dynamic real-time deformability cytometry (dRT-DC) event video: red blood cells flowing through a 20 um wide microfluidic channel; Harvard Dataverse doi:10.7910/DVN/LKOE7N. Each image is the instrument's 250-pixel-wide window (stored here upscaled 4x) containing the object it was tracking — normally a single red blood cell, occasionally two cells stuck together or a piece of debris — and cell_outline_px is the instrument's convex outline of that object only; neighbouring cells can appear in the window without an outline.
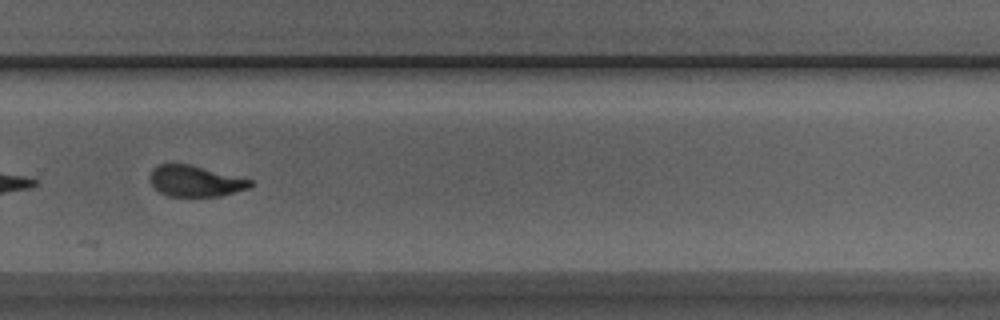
{"species": "Egyptian fruit bat (a non-hibernating species)", "species_latin": "Rousettus aegyptiacus", "temperature_condition": "room temperature", "stored_images_in_passage": 41, "camera_frame_rate_fps": 3000, "um_per_image_px": 0.085, "animal": {"sex": "male"}, "frame": {"image": 1, "passage_image": 34, "time_ms": 11.0, "image_size_px": [1000, 320], "cell_outline_px": [[252, 184], [248, 188], [220, 196], [168, 196], [160, 192], [148, 180], [148, 176], [152, 168], [160, 164], [192, 164], [252, 180]], "centroid_in_image_um": [16.56, 15.38], "position_along_channel_um": 313.2, "area_um2": 18.15}, "authors_computed_cell_mechanics": {"area_um2": 19.5364, "velocity_mm_per_s": 3.9931, "shape_relaxation_time_tau1_ms": 3.1442, "shape_relaxation_time_tau2_ms": 1.8586, "deformation_change_tau1": 0.178, "deformation_change_tau2": 0.0529}}